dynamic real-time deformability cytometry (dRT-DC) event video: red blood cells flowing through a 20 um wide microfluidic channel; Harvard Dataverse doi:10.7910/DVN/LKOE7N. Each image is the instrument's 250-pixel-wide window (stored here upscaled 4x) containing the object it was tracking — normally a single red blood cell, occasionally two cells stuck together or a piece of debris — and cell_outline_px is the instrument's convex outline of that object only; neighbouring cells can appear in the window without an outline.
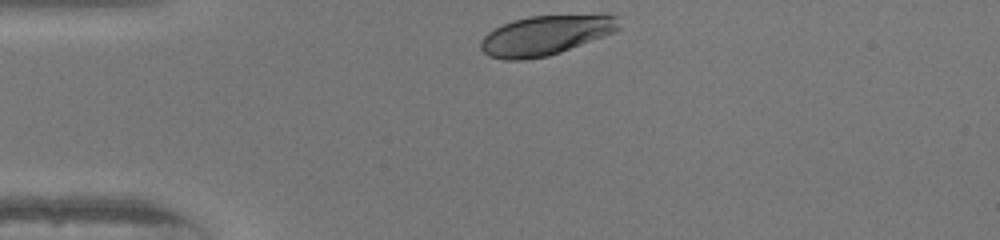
{"species": "human", "species_latin": "Homo sapiens", "temperature_condition": "warm", "stored_images_in_passage": 30, "camera_frame_rate_fps": 3000, "um_per_image_px": 0.085, "donor": {"sex": "female"}, "frame": {"image": 1, "passage_image": 1, "time_ms": 0.0, "image_size_px": [1000, 240], "cell_outline_px": [[620, 28], [612, 32], [560, 52], [548, 56], [524, 60], [504, 60], [488, 56], [480, 48], [480, 40], [488, 32], [512, 20], [528, 16], [600, 12], [608, 12], [616, 16]], "centroid_in_image_um": [46.39, 2.95], "position_along_channel_um": 38.6, "area_um2": 32.54}}
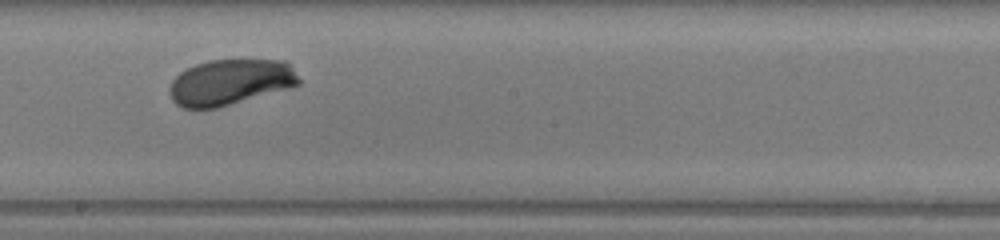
{"frame": {"image": 2, "passage_image": 18, "time_ms": 5.667, "image_size_px": [1000, 240], "cell_outline_px": [[300, 84], [288, 88], [216, 108], [184, 108], [176, 104], [172, 100], [168, 92], [168, 88], [172, 80], [180, 72], [196, 64], [208, 60], [284, 60], [292, 64], [300, 80]], "centroid_in_image_um": [19.56, 6.97], "position_along_channel_um": 228.6, "area_um2": 34.51}}
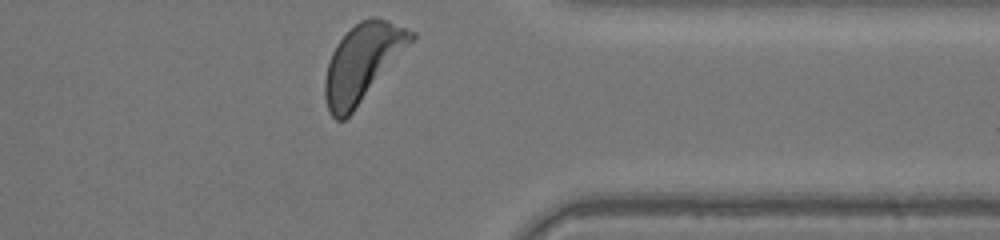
{"frame": {"image": 3, "passage_image": 30, "time_ms": 9.667, "image_size_px": [1000, 240], "cell_outline_px": [[416, 36], [352, 112], [344, 120], [336, 120], [328, 112], [324, 96], [324, 80], [328, 64], [332, 52], [336, 44], [360, 20], [376, 16], [388, 20], [416, 32]], "centroid_in_image_um": [30.78, 5.32], "position_along_channel_um": 380.6, "area_um2": 37.97}, "authors_computed_cell_mechanics": {"area_um2": 34.8534, "velocity_mm_per_s": 4.0091, "shape_relaxation_time_tau1_ms": 1.8318, "shape_relaxation_time_tau2_ms": null, "deformation_change_tau1": 0.1317, "deformation_change_tau2": null}}